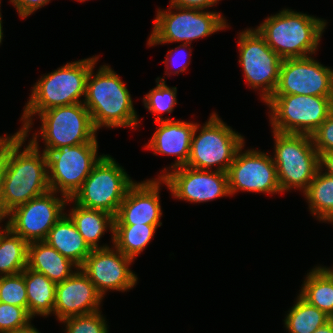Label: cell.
I'll use <instances>...</instances> for the list:
<instances>
[{
	"label": "cell",
	"instance_id": "4",
	"mask_svg": "<svg viewBox=\"0 0 333 333\" xmlns=\"http://www.w3.org/2000/svg\"><path fill=\"white\" fill-rule=\"evenodd\" d=\"M326 22L301 12L283 9L267 17L257 31L282 59L315 54Z\"/></svg>",
	"mask_w": 333,
	"mask_h": 333
},
{
	"label": "cell",
	"instance_id": "22",
	"mask_svg": "<svg viewBox=\"0 0 333 333\" xmlns=\"http://www.w3.org/2000/svg\"><path fill=\"white\" fill-rule=\"evenodd\" d=\"M27 267L44 274L55 283L63 282L71 277L75 273L72 271V267L78 269L75 263L61 255L45 241L29 243Z\"/></svg>",
	"mask_w": 333,
	"mask_h": 333
},
{
	"label": "cell",
	"instance_id": "9",
	"mask_svg": "<svg viewBox=\"0 0 333 333\" xmlns=\"http://www.w3.org/2000/svg\"><path fill=\"white\" fill-rule=\"evenodd\" d=\"M173 8L179 12H172L170 9ZM154 22L148 39L149 46L183 41L184 44H191L195 39L209 36L228 26L220 13L174 5H170L165 11L159 9Z\"/></svg>",
	"mask_w": 333,
	"mask_h": 333
},
{
	"label": "cell",
	"instance_id": "34",
	"mask_svg": "<svg viewBox=\"0 0 333 333\" xmlns=\"http://www.w3.org/2000/svg\"><path fill=\"white\" fill-rule=\"evenodd\" d=\"M311 137L319 156L325 152L333 151V110Z\"/></svg>",
	"mask_w": 333,
	"mask_h": 333
},
{
	"label": "cell",
	"instance_id": "15",
	"mask_svg": "<svg viewBox=\"0 0 333 333\" xmlns=\"http://www.w3.org/2000/svg\"><path fill=\"white\" fill-rule=\"evenodd\" d=\"M243 146L227 171L230 195L238 190L269 194L281 192L272 157L254 149L241 153Z\"/></svg>",
	"mask_w": 333,
	"mask_h": 333
},
{
	"label": "cell",
	"instance_id": "21",
	"mask_svg": "<svg viewBox=\"0 0 333 333\" xmlns=\"http://www.w3.org/2000/svg\"><path fill=\"white\" fill-rule=\"evenodd\" d=\"M44 241L78 268L92 251L66 213L51 228Z\"/></svg>",
	"mask_w": 333,
	"mask_h": 333
},
{
	"label": "cell",
	"instance_id": "25",
	"mask_svg": "<svg viewBox=\"0 0 333 333\" xmlns=\"http://www.w3.org/2000/svg\"><path fill=\"white\" fill-rule=\"evenodd\" d=\"M299 295L333 319V269H312L307 274Z\"/></svg>",
	"mask_w": 333,
	"mask_h": 333
},
{
	"label": "cell",
	"instance_id": "26",
	"mask_svg": "<svg viewBox=\"0 0 333 333\" xmlns=\"http://www.w3.org/2000/svg\"><path fill=\"white\" fill-rule=\"evenodd\" d=\"M28 245L5 225L0 234V276L19 274L27 267Z\"/></svg>",
	"mask_w": 333,
	"mask_h": 333
},
{
	"label": "cell",
	"instance_id": "14",
	"mask_svg": "<svg viewBox=\"0 0 333 333\" xmlns=\"http://www.w3.org/2000/svg\"><path fill=\"white\" fill-rule=\"evenodd\" d=\"M333 96V70L311 56L283 59L273 95Z\"/></svg>",
	"mask_w": 333,
	"mask_h": 333
},
{
	"label": "cell",
	"instance_id": "6",
	"mask_svg": "<svg viewBox=\"0 0 333 333\" xmlns=\"http://www.w3.org/2000/svg\"><path fill=\"white\" fill-rule=\"evenodd\" d=\"M134 183L114 158L103 154L82 187L68 201L73 200L79 206L101 210L115 217Z\"/></svg>",
	"mask_w": 333,
	"mask_h": 333
},
{
	"label": "cell",
	"instance_id": "11",
	"mask_svg": "<svg viewBox=\"0 0 333 333\" xmlns=\"http://www.w3.org/2000/svg\"><path fill=\"white\" fill-rule=\"evenodd\" d=\"M97 148L98 143H83L47 151L50 189L72 198L103 156L97 155Z\"/></svg>",
	"mask_w": 333,
	"mask_h": 333
},
{
	"label": "cell",
	"instance_id": "35",
	"mask_svg": "<svg viewBox=\"0 0 333 333\" xmlns=\"http://www.w3.org/2000/svg\"><path fill=\"white\" fill-rule=\"evenodd\" d=\"M48 2L50 0H14L12 3L16 7L19 16L25 18Z\"/></svg>",
	"mask_w": 333,
	"mask_h": 333
},
{
	"label": "cell",
	"instance_id": "36",
	"mask_svg": "<svg viewBox=\"0 0 333 333\" xmlns=\"http://www.w3.org/2000/svg\"><path fill=\"white\" fill-rule=\"evenodd\" d=\"M188 46V44H184V43H182V45H179L176 49H174V50H169V52H168V57H169V55H170V57L171 56H173V58L175 59H172V60H170L169 61V59H168V57H166V60H165V63L167 62V64H166V69H168V62H171V64L172 63H175V64H173V65H175V66H177L178 68L175 70V72H173L174 74H179V72H184V70L188 67L187 65H189V63H186L185 62V60H181L182 61V63L180 64V66H179V63H177L178 61H179V59H181L182 57H184V54H187V53H184V50H186L185 48ZM184 47V48H183ZM180 49H181V52H180ZM179 50V51H178ZM173 51H175V52H173ZM175 54V56H174V54ZM183 55V56H182ZM185 56H188V54L187 55H185ZM178 59V60H177ZM182 59H184V58H182Z\"/></svg>",
	"mask_w": 333,
	"mask_h": 333
},
{
	"label": "cell",
	"instance_id": "33",
	"mask_svg": "<svg viewBox=\"0 0 333 333\" xmlns=\"http://www.w3.org/2000/svg\"><path fill=\"white\" fill-rule=\"evenodd\" d=\"M61 322L66 324V333H108L105 318L100 311L69 317Z\"/></svg>",
	"mask_w": 333,
	"mask_h": 333
},
{
	"label": "cell",
	"instance_id": "8",
	"mask_svg": "<svg viewBox=\"0 0 333 333\" xmlns=\"http://www.w3.org/2000/svg\"><path fill=\"white\" fill-rule=\"evenodd\" d=\"M198 125L196 124L192 134L186 166L200 170H211V167L217 165V171L227 173L237 151L244 143L243 136L222 122L216 113L210 116L209 120L201 127L199 135H196L200 128Z\"/></svg>",
	"mask_w": 333,
	"mask_h": 333
},
{
	"label": "cell",
	"instance_id": "28",
	"mask_svg": "<svg viewBox=\"0 0 333 333\" xmlns=\"http://www.w3.org/2000/svg\"><path fill=\"white\" fill-rule=\"evenodd\" d=\"M288 312L284 324L289 333H313L332 319L325 312L310 305L300 295Z\"/></svg>",
	"mask_w": 333,
	"mask_h": 333
},
{
	"label": "cell",
	"instance_id": "23",
	"mask_svg": "<svg viewBox=\"0 0 333 333\" xmlns=\"http://www.w3.org/2000/svg\"><path fill=\"white\" fill-rule=\"evenodd\" d=\"M68 216L84 238L91 249L106 248L109 246H98L101 236L105 234L107 228L112 232L114 238V216L96 209H89L74 203Z\"/></svg>",
	"mask_w": 333,
	"mask_h": 333
},
{
	"label": "cell",
	"instance_id": "13",
	"mask_svg": "<svg viewBox=\"0 0 333 333\" xmlns=\"http://www.w3.org/2000/svg\"><path fill=\"white\" fill-rule=\"evenodd\" d=\"M55 191L49 190L20 205L7 214L10 216L7 227L28 243L44 241L48 232L64 214L62 211L68 198L54 196Z\"/></svg>",
	"mask_w": 333,
	"mask_h": 333
},
{
	"label": "cell",
	"instance_id": "45",
	"mask_svg": "<svg viewBox=\"0 0 333 333\" xmlns=\"http://www.w3.org/2000/svg\"><path fill=\"white\" fill-rule=\"evenodd\" d=\"M6 218V217H0V223H1V220L3 221V219ZM3 230H0V234L2 233Z\"/></svg>",
	"mask_w": 333,
	"mask_h": 333
},
{
	"label": "cell",
	"instance_id": "12",
	"mask_svg": "<svg viewBox=\"0 0 333 333\" xmlns=\"http://www.w3.org/2000/svg\"><path fill=\"white\" fill-rule=\"evenodd\" d=\"M238 39L239 62L245 79L253 89L262 88L261 98L266 103L277 87L283 59L267 45L257 29H246Z\"/></svg>",
	"mask_w": 333,
	"mask_h": 333
},
{
	"label": "cell",
	"instance_id": "37",
	"mask_svg": "<svg viewBox=\"0 0 333 333\" xmlns=\"http://www.w3.org/2000/svg\"><path fill=\"white\" fill-rule=\"evenodd\" d=\"M217 2V0H170V4L174 6L202 10L213 6Z\"/></svg>",
	"mask_w": 333,
	"mask_h": 333
},
{
	"label": "cell",
	"instance_id": "39",
	"mask_svg": "<svg viewBox=\"0 0 333 333\" xmlns=\"http://www.w3.org/2000/svg\"><path fill=\"white\" fill-rule=\"evenodd\" d=\"M3 179H4V166H3V159L0 156V217H7V215L3 212V201H2Z\"/></svg>",
	"mask_w": 333,
	"mask_h": 333
},
{
	"label": "cell",
	"instance_id": "43",
	"mask_svg": "<svg viewBox=\"0 0 333 333\" xmlns=\"http://www.w3.org/2000/svg\"><path fill=\"white\" fill-rule=\"evenodd\" d=\"M7 138V136L5 137V136H0V148H1V145H2V143H3V141L5 140Z\"/></svg>",
	"mask_w": 333,
	"mask_h": 333
},
{
	"label": "cell",
	"instance_id": "38",
	"mask_svg": "<svg viewBox=\"0 0 333 333\" xmlns=\"http://www.w3.org/2000/svg\"><path fill=\"white\" fill-rule=\"evenodd\" d=\"M325 166V173L333 176V151L325 152L320 155V168ZM327 170V171H326Z\"/></svg>",
	"mask_w": 333,
	"mask_h": 333
},
{
	"label": "cell",
	"instance_id": "1",
	"mask_svg": "<svg viewBox=\"0 0 333 333\" xmlns=\"http://www.w3.org/2000/svg\"><path fill=\"white\" fill-rule=\"evenodd\" d=\"M26 136L16 132L3 141L0 156L3 159V212L7 215L16 207L45 194L50 189L47 156L40 151L37 134L20 152Z\"/></svg>",
	"mask_w": 333,
	"mask_h": 333
},
{
	"label": "cell",
	"instance_id": "31",
	"mask_svg": "<svg viewBox=\"0 0 333 333\" xmlns=\"http://www.w3.org/2000/svg\"><path fill=\"white\" fill-rule=\"evenodd\" d=\"M0 302L23 307L28 311V301L24 275L0 276Z\"/></svg>",
	"mask_w": 333,
	"mask_h": 333
},
{
	"label": "cell",
	"instance_id": "32",
	"mask_svg": "<svg viewBox=\"0 0 333 333\" xmlns=\"http://www.w3.org/2000/svg\"><path fill=\"white\" fill-rule=\"evenodd\" d=\"M31 319L25 308L0 302V333H13L26 328Z\"/></svg>",
	"mask_w": 333,
	"mask_h": 333
},
{
	"label": "cell",
	"instance_id": "30",
	"mask_svg": "<svg viewBox=\"0 0 333 333\" xmlns=\"http://www.w3.org/2000/svg\"><path fill=\"white\" fill-rule=\"evenodd\" d=\"M164 78H157V85L151 89L143 98L144 107L154 114H162L164 112L172 113L173 107L177 103L176 87H168Z\"/></svg>",
	"mask_w": 333,
	"mask_h": 333
},
{
	"label": "cell",
	"instance_id": "20",
	"mask_svg": "<svg viewBox=\"0 0 333 333\" xmlns=\"http://www.w3.org/2000/svg\"><path fill=\"white\" fill-rule=\"evenodd\" d=\"M155 121L160 126L146 147L153 150L154 155L160 153L177 156V161L171 165V169L186 166L196 123L174 121L170 118L163 120L161 116H157Z\"/></svg>",
	"mask_w": 333,
	"mask_h": 333
},
{
	"label": "cell",
	"instance_id": "16",
	"mask_svg": "<svg viewBox=\"0 0 333 333\" xmlns=\"http://www.w3.org/2000/svg\"><path fill=\"white\" fill-rule=\"evenodd\" d=\"M174 197L200 203L229 196L228 176L217 170H200L188 166L172 169L159 176Z\"/></svg>",
	"mask_w": 333,
	"mask_h": 333
},
{
	"label": "cell",
	"instance_id": "3",
	"mask_svg": "<svg viewBox=\"0 0 333 333\" xmlns=\"http://www.w3.org/2000/svg\"><path fill=\"white\" fill-rule=\"evenodd\" d=\"M93 68L86 80L84 103L96 130L101 126L131 127L138 124V116L125 84L109 66L103 65L93 76Z\"/></svg>",
	"mask_w": 333,
	"mask_h": 333
},
{
	"label": "cell",
	"instance_id": "29",
	"mask_svg": "<svg viewBox=\"0 0 333 333\" xmlns=\"http://www.w3.org/2000/svg\"><path fill=\"white\" fill-rule=\"evenodd\" d=\"M322 171L321 168L318 169L304 195L311 213L326 222L333 214V176Z\"/></svg>",
	"mask_w": 333,
	"mask_h": 333
},
{
	"label": "cell",
	"instance_id": "18",
	"mask_svg": "<svg viewBox=\"0 0 333 333\" xmlns=\"http://www.w3.org/2000/svg\"><path fill=\"white\" fill-rule=\"evenodd\" d=\"M103 296L97 291L87 275L78 268L75 273L56 283L53 314L59 321L66 318L99 311Z\"/></svg>",
	"mask_w": 333,
	"mask_h": 333
},
{
	"label": "cell",
	"instance_id": "19",
	"mask_svg": "<svg viewBox=\"0 0 333 333\" xmlns=\"http://www.w3.org/2000/svg\"><path fill=\"white\" fill-rule=\"evenodd\" d=\"M156 180L135 182L129 188L114 217V225L162 224L159 189L163 179Z\"/></svg>",
	"mask_w": 333,
	"mask_h": 333
},
{
	"label": "cell",
	"instance_id": "17",
	"mask_svg": "<svg viewBox=\"0 0 333 333\" xmlns=\"http://www.w3.org/2000/svg\"><path fill=\"white\" fill-rule=\"evenodd\" d=\"M113 247L92 249L80 267L103 297L107 290L131 289L138 279L129 268L134 259Z\"/></svg>",
	"mask_w": 333,
	"mask_h": 333
},
{
	"label": "cell",
	"instance_id": "40",
	"mask_svg": "<svg viewBox=\"0 0 333 333\" xmlns=\"http://www.w3.org/2000/svg\"><path fill=\"white\" fill-rule=\"evenodd\" d=\"M313 333H333V319L328 321L323 326L319 327Z\"/></svg>",
	"mask_w": 333,
	"mask_h": 333
},
{
	"label": "cell",
	"instance_id": "5",
	"mask_svg": "<svg viewBox=\"0 0 333 333\" xmlns=\"http://www.w3.org/2000/svg\"><path fill=\"white\" fill-rule=\"evenodd\" d=\"M272 132L275 138V156L272 159L281 192L300 188L304 193L320 168V156L312 137Z\"/></svg>",
	"mask_w": 333,
	"mask_h": 333
},
{
	"label": "cell",
	"instance_id": "24",
	"mask_svg": "<svg viewBox=\"0 0 333 333\" xmlns=\"http://www.w3.org/2000/svg\"><path fill=\"white\" fill-rule=\"evenodd\" d=\"M24 275L28 312L34 316H48L54 311L56 283L44 274L38 273L26 267Z\"/></svg>",
	"mask_w": 333,
	"mask_h": 333
},
{
	"label": "cell",
	"instance_id": "10",
	"mask_svg": "<svg viewBox=\"0 0 333 333\" xmlns=\"http://www.w3.org/2000/svg\"><path fill=\"white\" fill-rule=\"evenodd\" d=\"M41 137L45 141L44 153L62 146L97 143L90 112L84 103L59 106L40 112Z\"/></svg>",
	"mask_w": 333,
	"mask_h": 333
},
{
	"label": "cell",
	"instance_id": "2",
	"mask_svg": "<svg viewBox=\"0 0 333 333\" xmlns=\"http://www.w3.org/2000/svg\"><path fill=\"white\" fill-rule=\"evenodd\" d=\"M97 57L67 63L35 83L31 97L22 115L23 127L19 130L26 137L31 129L32 118L36 113L48 109L82 103L80 97L86 95V80L90 69L98 61ZM80 99V100H79Z\"/></svg>",
	"mask_w": 333,
	"mask_h": 333
},
{
	"label": "cell",
	"instance_id": "41",
	"mask_svg": "<svg viewBox=\"0 0 333 333\" xmlns=\"http://www.w3.org/2000/svg\"><path fill=\"white\" fill-rule=\"evenodd\" d=\"M13 333H40V332H38V330L30 324L28 327L17 330Z\"/></svg>",
	"mask_w": 333,
	"mask_h": 333
},
{
	"label": "cell",
	"instance_id": "27",
	"mask_svg": "<svg viewBox=\"0 0 333 333\" xmlns=\"http://www.w3.org/2000/svg\"><path fill=\"white\" fill-rule=\"evenodd\" d=\"M162 224L114 225L113 245L124 255L136 258L150 243Z\"/></svg>",
	"mask_w": 333,
	"mask_h": 333
},
{
	"label": "cell",
	"instance_id": "7",
	"mask_svg": "<svg viewBox=\"0 0 333 333\" xmlns=\"http://www.w3.org/2000/svg\"><path fill=\"white\" fill-rule=\"evenodd\" d=\"M266 104L273 131L311 136L333 110V96L272 95Z\"/></svg>",
	"mask_w": 333,
	"mask_h": 333
},
{
	"label": "cell",
	"instance_id": "42",
	"mask_svg": "<svg viewBox=\"0 0 333 333\" xmlns=\"http://www.w3.org/2000/svg\"><path fill=\"white\" fill-rule=\"evenodd\" d=\"M2 17H1V13H0V43L2 42V37H3V32H2Z\"/></svg>",
	"mask_w": 333,
	"mask_h": 333
},
{
	"label": "cell",
	"instance_id": "44",
	"mask_svg": "<svg viewBox=\"0 0 333 333\" xmlns=\"http://www.w3.org/2000/svg\"><path fill=\"white\" fill-rule=\"evenodd\" d=\"M326 221L333 223V214Z\"/></svg>",
	"mask_w": 333,
	"mask_h": 333
}]
</instances>
